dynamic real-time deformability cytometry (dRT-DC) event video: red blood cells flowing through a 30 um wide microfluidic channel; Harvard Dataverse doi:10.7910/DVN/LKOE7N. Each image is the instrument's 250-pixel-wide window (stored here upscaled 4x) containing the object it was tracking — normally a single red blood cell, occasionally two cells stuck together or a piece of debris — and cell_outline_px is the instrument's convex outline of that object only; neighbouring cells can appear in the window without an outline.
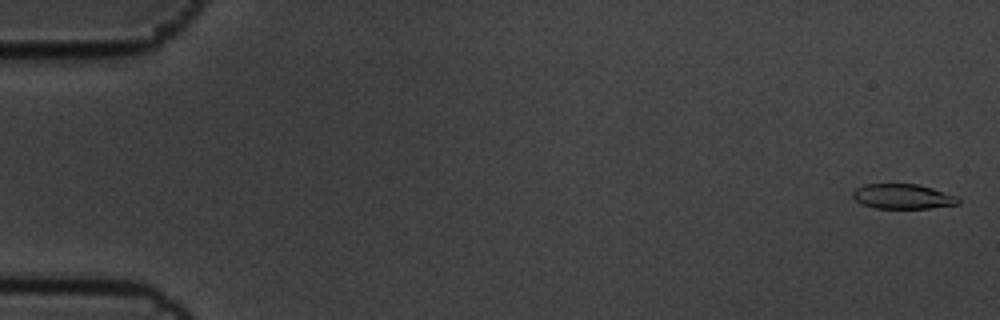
{"species": "common noctule bat (a hibernating species)", "species_latin": "Nyctalus noctula", "temperature_condition": "cold", "stored_images_in_passage": 7, "camera_frame_rate_fps": 3000, "um_per_image_px": 0.085, "animal": {"sex": "male", "body_mass_g": 19.5, "forearm_length_mm": 54.6}, "frame": {"image": 1, "passage_image": 1, "time_ms": 0.0, "image_size_px": [1000, 320], "cell_outline_px": [[960, 204], [928, 208], [876, 208], [864, 204], [856, 200], [852, 196], [852, 192], [856, 188], [864, 184], [916, 184], [932, 188], [956, 196], [960, 200]], "centroid_in_image_um": [76.73, 16.69], "position_along_channel_um": 8.3, "area_um2": 15.14}}
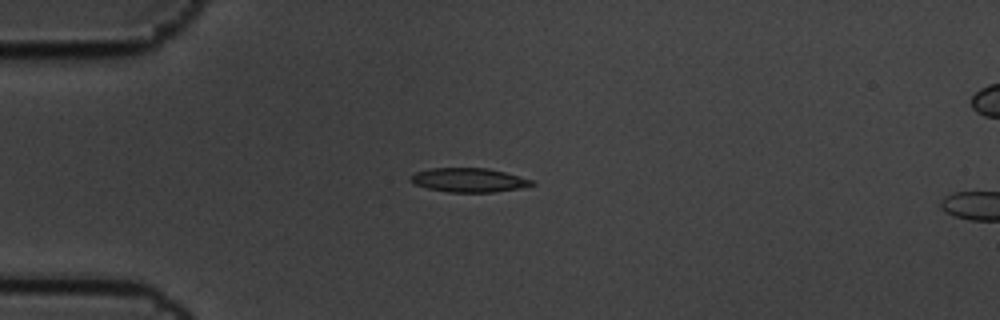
{"frame": {"image": 2, "passage_image": 5, "time_ms": 1.333, "image_size_px": [1000, 320], "cell_outline_px": [[536, 184], [520, 188], [492, 192], [448, 192], [428, 188], [416, 184], [408, 180], [416, 172], [432, 168], [488, 168], [504, 172], [532, 180]], "centroid_in_image_um": [39.85, 15.3], "position_along_channel_um": 45.1, "area_um2": 16.76}}
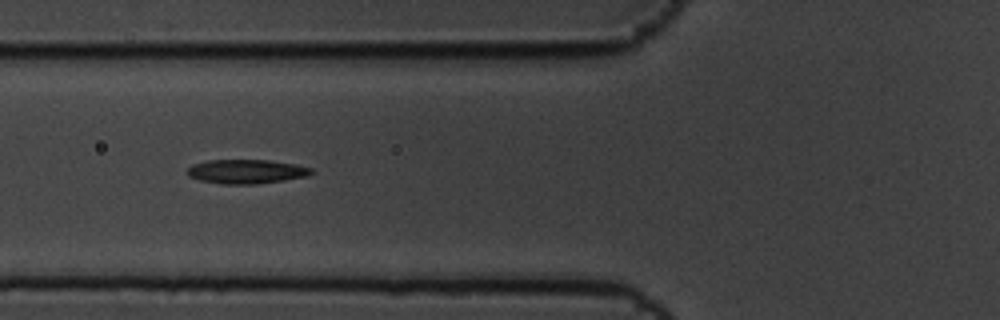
{"frame": {"image": 3, "passage_image": 7, "time_ms": 2.0, "image_size_px": [1000, 320], "cell_outline_px": [[316, 172], [308, 176], [284, 180], [256, 184], [224, 184], [200, 180], [188, 176], [184, 172], [192, 164], [208, 160], [268, 160], [296, 164], [312, 168]], "centroid_in_image_um": [20.95, 14.57], "position_along_channel_um": 104.9, "area_um2": 17.63}}